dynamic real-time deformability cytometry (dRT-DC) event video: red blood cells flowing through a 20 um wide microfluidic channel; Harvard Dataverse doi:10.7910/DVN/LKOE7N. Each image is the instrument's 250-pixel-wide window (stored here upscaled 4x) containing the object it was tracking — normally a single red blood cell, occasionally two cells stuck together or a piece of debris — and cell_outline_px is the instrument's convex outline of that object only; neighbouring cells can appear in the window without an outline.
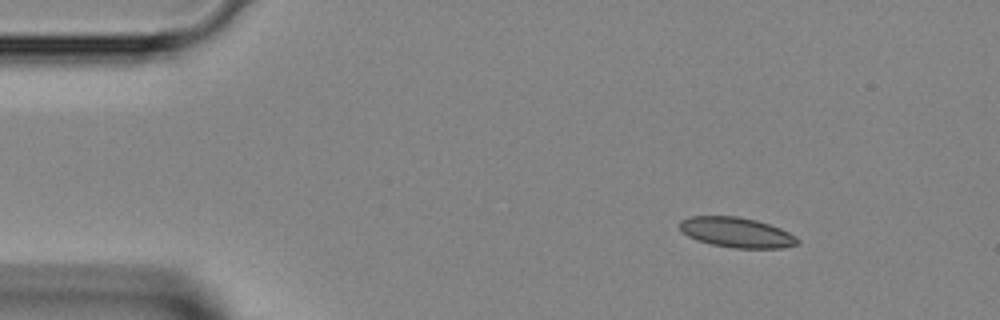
{"species": "Egyptian fruit bat (a non-hibernating species)", "species_latin": "Rousettus aegyptiacus", "temperature_condition": "room temperature", "stored_images_in_passage": 44, "camera_frame_rate_fps": 3000, "um_per_image_px": 0.085, "animal": {"sex": "female"}, "frame": {"image": 1, "passage_image": 5, "time_ms": 1.333, "image_size_px": [1000, 320], "cell_outline_px": [[800, 244], [780, 248], [732, 248], [712, 244], [696, 240], [688, 236], [680, 228], [680, 220], [692, 216], [736, 216], [756, 220], [780, 228], [796, 236], [800, 240]], "centroid_in_image_um": [62.63, 19.76], "position_along_channel_um": 22.4, "area_um2": 20.63}}
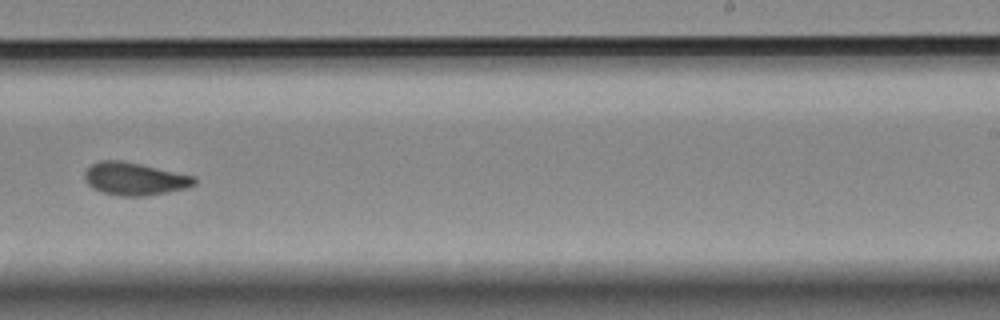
{"frame": {"image": 2, "passage_image": 27, "time_ms": 8.667, "image_size_px": [1000, 320], "cell_outline_px": [[196, 184], [188, 188], [168, 192], [144, 196], [120, 196], [104, 192], [92, 188], [84, 180], [84, 172], [92, 164], [100, 160], [120, 160], [140, 164], [196, 176]], "centroid_in_image_um": [11.46, 15.2], "position_along_channel_um": 277.5, "area_um2": 20.98}}
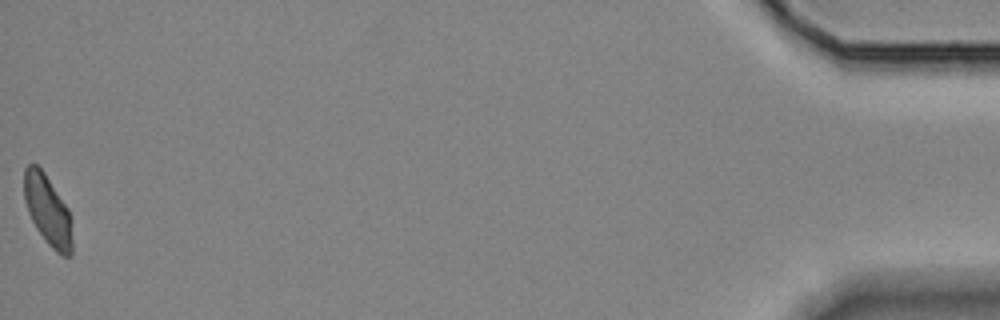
{"frame": {"image": 3, "passage_image": 44, "time_ms": 14.333, "image_size_px": [1000, 320], "cell_outline_px": [[72, 256], [64, 256], [56, 252], [48, 244], [36, 228], [28, 212], [24, 200], [24, 168], [28, 164], [36, 164], [44, 172], [68, 208], [72, 220]], "centroid_in_image_um": [4.07, 17.89], "position_along_channel_um": 431.1, "area_um2": 19.83}}